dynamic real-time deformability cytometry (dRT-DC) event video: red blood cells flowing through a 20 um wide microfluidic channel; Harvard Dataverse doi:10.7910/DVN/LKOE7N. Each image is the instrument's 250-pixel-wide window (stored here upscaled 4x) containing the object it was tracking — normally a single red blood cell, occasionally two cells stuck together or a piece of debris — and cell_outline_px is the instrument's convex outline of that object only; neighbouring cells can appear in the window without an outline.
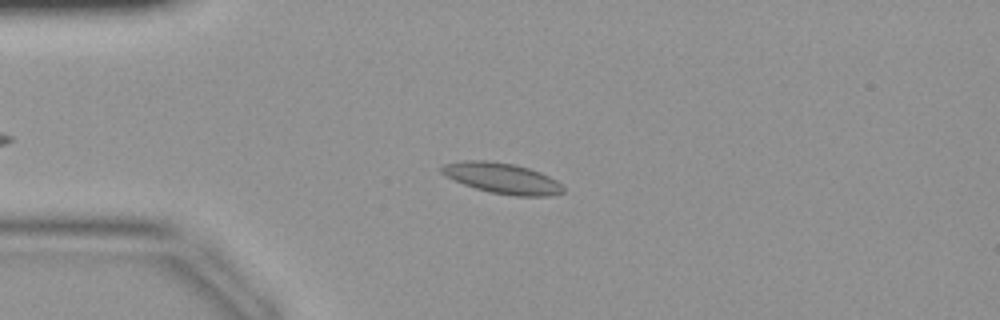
{"species": "common noctule bat (a hibernating species)", "species_latin": "Nyctalus noctula", "temperature_condition": "warm", "stored_images_in_passage": 39, "camera_frame_rate_fps": 3000, "um_per_image_px": 0.085, "animal": {"sex": "female", "body_mass_g": 19.9}, "frame": {"image": 1, "passage_image": 10, "time_ms": 3.0, "image_size_px": [1000, 320], "cell_outline_px": [[564, 192], [552, 196], [516, 196], [488, 192], [464, 184], [440, 172], [440, 168], [444, 164], [464, 160], [488, 160], [516, 164], [540, 172], [556, 180], [564, 188]], "centroid_in_image_um": [42.7, 15.14], "position_along_channel_um": 42.3, "area_um2": 21.68}}
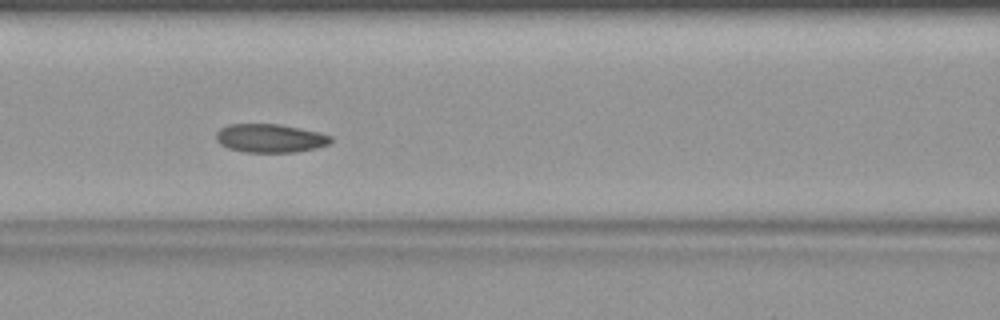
{"frame": {"image": 2, "passage_image": 18, "time_ms": 5.667, "image_size_px": [1000, 320], "cell_outline_px": [[332, 140], [328, 144], [316, 148], [296, 152], [244, 152], [228, 148], [220, 144], [216, 140], [216, 132], [220, 128], [228, 124], [280, 124], [316, 132], [332, 136]], "centroid_in_image_um": [22.92, 11.75], "position_along_channel_um": 143.7, "area_um2": 19.02}}
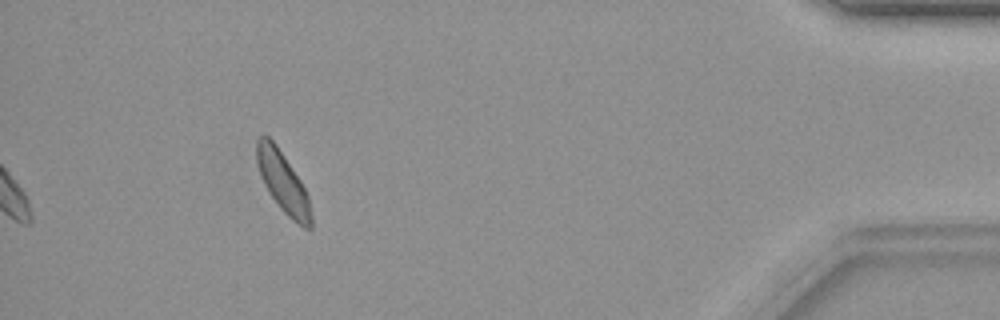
{"frame": {"image": 3, "passage_image": 39, "time_ms": 12.667, "image_size_px": [1000, 320], "cell_outline_px": [[312, 228], [304, 228], [292, 220], [280, 208], [268, 192], [260, 176], [256, 160], [256, 140], [260, 136], [268, 136], [276, 144], [300, 180], [308, 196], [312, 216]], "centroid_in_image_um": [24.04, 15.5], "position_along_channel_um": 411.2, "area_um2": 19.13}}